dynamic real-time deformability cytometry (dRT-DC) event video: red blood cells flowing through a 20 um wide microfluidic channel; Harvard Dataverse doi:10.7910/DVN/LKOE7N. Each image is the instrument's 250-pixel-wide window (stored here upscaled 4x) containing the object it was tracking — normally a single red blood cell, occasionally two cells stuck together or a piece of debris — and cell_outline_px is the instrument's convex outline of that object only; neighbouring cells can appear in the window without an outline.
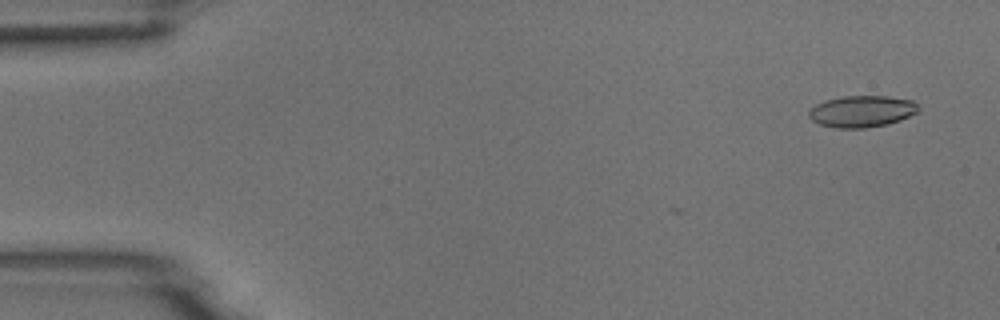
{"species": "common noctule bat (a hibernating species)", "species_latin": "Nyctalus noctula", "temperature_condition": "room temperature", "stored_images_in_passage": 6, "camera_frame_rate_fps": 3000, "um_per_image_px": 0.085, "animal": {"sex": "male", "body_mass_g": 18.8}, "frame": {"image": 1, "passage_image": 1, "time_ms": 0.0, "image_size_px": [1000, 320], "cell_outline_px": [[920, 108], [916, 112], [900, 120], [888, 124], [864, 128], [836, 128], [820, 124], [812, 120], [808, 116], [808, 112], [816, 104], [824, 100], [844, 96], [888, 96], [912, 100]], "centroid_in_image_um": [73.24, 9.46], "position_along_channel_um": 11.8, "area_um2": 20.11}}
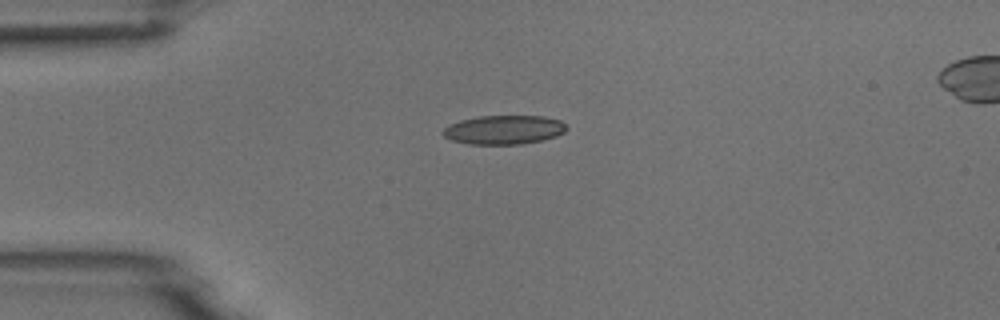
{"frame": {"image": 2, "passage_image": 4, "time_ms": 3.333, "image_size_px": [1000, 320], "cell_outline_px": [[568, 128], [564, 132], [556, 136], [540, 140], [520, 144], [468, 144], [452, 140], [444, 136], [440, 132], [448, 124], [460, 120], [480, 116], [544, 116], [560, 120]], "centroid_in_image_um": [42.8, 11.02], "position_along_channel_um": 42.2, "area_um2": 20.87}}